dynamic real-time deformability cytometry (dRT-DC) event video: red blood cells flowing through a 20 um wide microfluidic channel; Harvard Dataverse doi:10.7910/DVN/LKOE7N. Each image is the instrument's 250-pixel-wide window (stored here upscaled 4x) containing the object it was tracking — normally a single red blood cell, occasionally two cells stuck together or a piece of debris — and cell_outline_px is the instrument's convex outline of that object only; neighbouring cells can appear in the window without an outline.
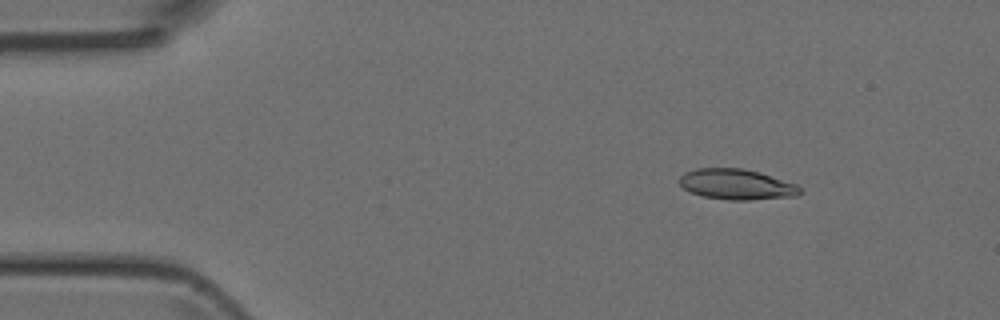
{"species": "Egyptian fruit bat (a non-hibernating species)", "species_latin": "Rousettus aegyptiacus", "temperature_condition": "room temperature", "stored_images_in_passage": 3, "camera_frame_rate_fps": 3000, "um_per_image_px": 0.085, "animal": {"sex": "female"}, "frame": {"image": 1, "passage_image": 1, "time_ms": 0.0, "image_size_px": [1000, 320], "cell_outline_px": [[804, 192], [796, 196], [748, 200], [728, 200], [704, 196], [692, 192], [684, 188], [680, 184], [680, 176], [684, 172], [696, 168], [744, 168], [760, 172], [796, 184]], "centroid_in_image_um": [62.63, 15.66], "position_along_channel_um": 22.4, "area_um2": 21.44}}